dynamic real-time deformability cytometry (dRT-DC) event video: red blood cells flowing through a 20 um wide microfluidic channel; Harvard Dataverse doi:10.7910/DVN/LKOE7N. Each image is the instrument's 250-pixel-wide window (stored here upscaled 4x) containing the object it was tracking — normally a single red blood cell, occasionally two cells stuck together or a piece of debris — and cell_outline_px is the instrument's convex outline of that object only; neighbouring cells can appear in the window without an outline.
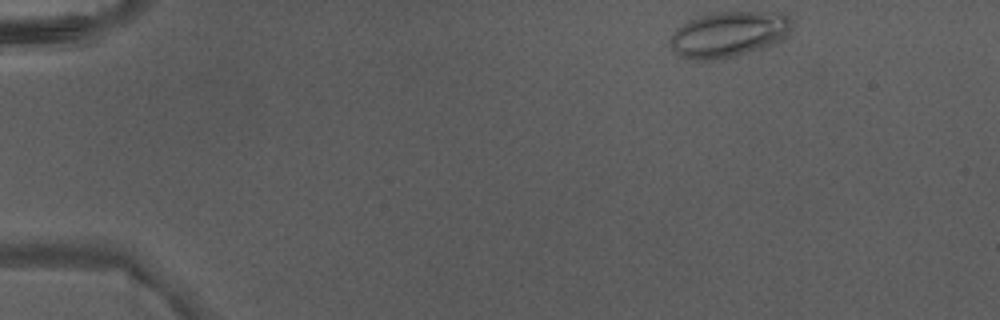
{"species": "Egyptian fruit bat (a non-hibernating species)", "species_latin": "Rousettus aegyptiacus", "temperature_condition": "warm", "stored_images_in_passage": 3, "camera_frame_rate_fps": 3000, "um_per_image_px": 0.085, "animal": {"sex": "male"}, "frame": {"image": 1, "passage_image": 1, "time_ms": 0.0, "image_size_px": [1000, 320], "cell_outline_px": [[792, 28], [780, 40], [772, 44], [760, 48], [732, 56], [712, 60], [700, 60], [684, 56], [676, 52], [672, 48], [668, 40], [688, 20], [700, 16], [720, 12], [780, 12], [788, 16], [792, 20]], "centroid_in_image_um": [61.98, 2.89], "position_along_channel_um": 23.0, "area_um2": 31.56}}